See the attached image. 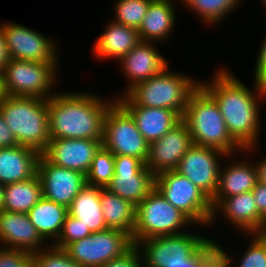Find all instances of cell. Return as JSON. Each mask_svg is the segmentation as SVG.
Returning <instances> with one entry per match:
<instances>
[{
    "label": "cell",
    "instance_id": "48",
    "mask_svg": "<svg viewBox=\"0 0 266 267\" xmlns=\"http://www.w3.org/2000/svg\"><path fill=\"white\" fill-rule=\"evenodd\" d=\"M260 234L266 239V226Z\"/></svg>",
    "mask_w": 266,
    "mask_h": 267
},
{
    "label": "cell",
    "instance_id": "34",
    "mask_svg": "<svg viewBox=\"0 0 266 267\" xmlns=\"http://www.w3.org/2000/svg\"><path fill=\"white\" fill-rule=\"evenodd\" d=\"M64 250L69 257L83 267H98L96 232L72 242Z\"/></svg>",
    "mask_w": 266,
    "mask_h": 267
},
{
    "label": "cell",
    "instance_id": "24",
    "mask_svg": "<svg viewBox=\"0 0 266 267\" xmlns=\"http://www.w3.org/2000/svg\"><path fill=\"white\" fill-rule=\"evenodd\" d=\"M134 118L139 132L148 144L160 139L182 117L174 110L165 108H151L140 105H122Z\"/></svg>",
    "mask_w": 266,
    "mask_h": 267
},
{
    "label": "cell",
    "instance_id": "19",
    "mask_svg": "<svg viewBox=\"0 0 266 267\" xmlns=\"http://www.w3.org/2000/svg\"><path fill=\"white\" fill-rule=\"evenodd\" d=\"M102 141L91 139H51L41 153L49 162L86 175Z\"/></svg>",
    "mask_w": 266,
    "mask_h": 267
},
{
    "label": "cell",
    "instance_id": "4",
    "mask_svg": "<svg viewBox=\"0 0 266 267\" xmlns=\"http://www.w3.org/2000/svg\"><path fill=\"white\" fill-rule=\"evenodd\" d=\"M182 120L193 144L235 154L243 148L230 136L216 101L199 85L189 96Z\"/></svg>",
    "mask_w": 266,
    "mask_h": 267
},
{
    "label": "cell",
    "instance_id": "7",
    "mask_svg": "<svg viewBox=\"0 0 266 267\" xmlns=\"http://www.w3.org/2000/svg\"><path fill=\"white\" fill-rule=\"evenodd\" d=\"M59 65L61 64L9 59L2 71L6 95L50 98L57 92L55 86L60 79Z\"/></svg>",
    "mask_w": 266,
    "mask_h": 267
},
{
    "label": "cell",
    "instance_id": "25",
    "mask_svg": "<svg viewBox=\"0 0 266 267\" xmlns=\"http://www.w3.org/2000/svg\"><path fill=\"white\" fill-rule=\"evenodd\" d=\"M91 233L108 229L102 215L101 187L86 184L67 208Z\"/></svg>",
    "mask_w": 266,
    "mask_h": 267
},
{
    "label": "cell",
    "instance_id": "10",
    "mask_svg": "<svg viewBox=\"0 0 266 267\" xmlns=\"http://www.w3.org/2000/svg\"><path fill=\"white\" fill-rule=\"evenodd\" d=\"M102 145L113 155L133 156L146 163L149 144L131 114L116 100L104 118Z\"/></svg>",
    "mask_w": 266,
    "mask_h": 267
},
{
    "label": "cell",
    "instance_id": "23",
    "mask_svg": "<svg viewBox=\"0 0 266 267\" xmlns=\"http://www.w3.org/2000/svg\"><path fill=\"white\" fill-rule=\"evenodd\" d=\"M40 155L35 149L22 145L0 148V184H12L34 177Z\"/></svg>",
    "mask_w": 266,
    "mask_h": 267
},
{
    "label": "cell",
    "instance_id": "8",
    "mask_svg": "<svg viewBox=\"0 0 266 267\" xmlns=\"http://www.w3.org/2000/svg\"><path fill=\"white\" fill-rule=\"evenodd\" d=\"M196 230L177 235L157 236L139 241L143 267H167L184 265L191 261L211 240Z\"/></svg>",
    "mask_w": 266,
    "mask_h": 267
},
{
    "label": "cell",
    "instance_id": "11",
    "mask_svg": "<svg viewBox=\"0 0 266 267\" xmlns=\"http://www.w3.org/2000/svg\"><path fill=\"white\" fill-rule=\"evenodd\" d=\"M0 25L4 31L10 59L60 63V46L54 37L45 36V34L17 22L4 21Z\"/></svg>",
    "mask_w": 266,
    "mask_h": 267
},
{
    "label": "cell",
    "instance_id": "2",
    "mask_svg": "<svg viewBox=\"0 0 266 267\" xmlns=\"http://www.w3.org/2000/svg\"><path fill=\"white\" fill-rule=\"evenodd\" d=\"M92 93L87 90L56 92L47 99L51 139H91L103 142L104 118L108 108L116 101V95L110 96V100Z\"/></svg>",
    "mask_w": 266,
    "mask_h": 267
},
{
    "label": "cell",
    "instance_id": "49",
    "mask_svg": "<svg viewBox=\"0 0 266 267\" xmlns=\"http://www.w3.org/2000/svg\"><path fill=\"white\" fill-rule=\"evenodd\" d=\"M262 1V6L264 4V8L266 9V0H261Z\"/></svg>",
    "mask_w": 266,
    "mask_h": 267
},
{
    "label": "cell",
    "instance_id": "21",
    "mask_svg": "<svg viewBox=\"0 0 266 267\" xmlns=\"http://www.w3.org/2000/svg\"><path fill=\"white\" fill-rule=\"evenodd\" d=\"M106 25L103 33L95 39L91 51L98 60L118 62L141 41L139 32L112 19Z\"/></svg>",
    "mask_w": 266,
    "mask_h": 267
},
{
    "label": "cell",
    "instance_id": "3",
    "mask_svg": "<svg viewBox=\"0 0 266 267\" xmlns=\"http://www.w3.org/2000/svg\"><path fill=\"white\" fill-rule=\"evenodd\" d=\"M169 67L170 65L161 73L135 85L125 95L118 96V93L116 100L121 105L171 109L183 117L188 98L199 86L200 80L188 73L170 71Z\"/></svg>",
    "mask_w": 266,
    "mask_h": 267
},
{
    "label": "cell",
    "instance_id": "1",
    "mask_svg": "<svg viewBox=\"0 0 266 267\" xmlns=\"http://www.w3.org/2000/svg\"><path fill=\"white\" fill-rule=\"evenodd\" d=\"M240 80L223 65L215 69L209 82L200 80L199 85L216 101L230 136L252 154L257 152L263 129L260 104H266V86L253 81L251 90Z\"/></svg>",
    "mask_w": 266,
    "mask_h": 267
},
{
    "label": "cell",
    "instance_id": "42",
    "mask_svg": "<svg viewBox=\"0 0 266 267\" xmlns=\"http://www.w3.org/2000/svg\"><path fill=\"white\" fill-rule=\"evenodd\" d=\"M16 145L19 144L0 113V148L14 147Z\"/></svg>",
    "mask_w": 266,
    "mask_h": 267
},
{
    "label": "cell",
    "instance_id": "15",
    "mask_svg": "<svg viewBox=\"0 0 266 267\" xmlns=\"http://www.w3.org/2000/svg\"><path fill=\"white\" fill-rule=\"evenodd\" d=\"M192 145L188 126L181 120L160 139L149 143L145 165L155 176L176 170L180 159Z\"/></svg>",
    "mask_w": 266,
    "mask_h": 267
},
{
    "label": "cell",
    "instance_id": "46",
    "mask_svg": "<svg viewBox=\"0 0 266 267\" xmlns=\"http://www.w3.org/2000/svg\"><path fill=\"white\" fill-rule=\"evenodd\" d=\"M4 185L0 184V212L3 210Z\"/></svg>",
    "mask_w": 266,
    "mask_h": 267
},
{
    "label": "cell",
    "instance_id": "40",
    "mask_svg": "<svg viewBox=\"0 0 266 267\" xmlns=\"http://www.w3.org/2000/svg\"><path fill=\"white\" fill-rule=\"evenodd\" d=\"M261 43L260 48L257 50L258 53L256 55V62H254L255 70H253V81L266 86V36Z\"/></svg>",
    "mask_w": 266,
    "mask_h": 267
},
{
    "label": "cell",
    "instance_id": "12",
    "mask_svg": "<svg viewBox=\"0 0 266 267\" xmlns=\"http://www.w3.org/2000/svg\"><path fill=\"white\" fill-rule=\"evenodd\" d=\"M115 172L105 187L137 207L155 188V175L133 156L114 155Z\"/></svg>",
    "mask_w": 266,
    "mask_h": 267
},
{
    "label": "cell",
    "instance_id": "30",
    "mask_svg": "<svg viewBox=\"0 0 266 267\" xmlns=\"http://www.w3.org/2000/svg\"><path fill=\"white\" fill-rule=\"evenodd\" d=\"M243 0H182L181 6L187 8L203 23V25L219 26L229 14L240 7ZM240 4V5H239Z\"/></svg>",
    "mask_w": 266,
    "mask_h": 267
},
{
    "label": "cell",
    "instance_id": "27",
    "mask_svg": "<svg viewBox=\"0 0 266 267\" xmlns=\"http://www.w3.org/2000/svg\"><path fill=\"white\" fill-rule=\"evenodd\" d=\"M102 215L107 228L121 230L132 236L136 207L118 195L101 187Z\"/></svg>",
    "mask_w": 266,
    "mask_h": 267
},
{
    "label": "cell",
    "instance_id": "31",
    "mask_svg": "<svg viewBox=\"0 0 266 267\" xmlns=\"http://www.w3.org/2000/svg\"><path fill=\"white\" fill-rule=\"evenodd\" d=\"M133 245L131 236L121 230L108 228L96 232L98 267L122 256Z\"/></svg>",
    "mask_w": 266,
    "mask_h": 267
},
{
    "label": "cell",
    "instance_id": "33",
    "mask_svg": "<svg viewBox=\"0 0 266 267\" xmlns=\"http://www.w3.org/2000/svg\"><path fill=\"white\" fill-rule=\"evenodd\" d=\"M153 0H115L113 21L139 29Z\"/></svg>",
    "mask_w": 266,
    "mask_h": 267
},
{
    "label": "cell",
    "instance_id": "26",
    "mask_svg": "<svg viewBox=\"0 0 266 267\" xmlns=\"http://www.w3.org/2000/svg\"><path fill=\"white\" fill-rule=\"evenodd\" d=\"M27 214L41 237L48 245H52L61 233L68 210L65 206L42 197Z\"/></svg>",
    "mask_w": 266,
    "mask_h": 267
},
{
    "label": "cell",
    "instance_id": "35",
    "mask_svg": "<svg viewBox=\"0 0 266 267\" xmlns=\"http://www.w3.org/2000/svg\"><path fill=\"white\" fill-rule=\"evenodd\" d=\"M32 267H83L74 262L64 249L53 245L32 253Z\"/></svg>",
    "mask_w": 266,
    "mask_h": 267
},
{
    "label": "cell",
    "instance_id": "45",
    "mask_svg": "<svg viewBox=\"0 0 266 267\" xmlns=\"http://www.w3.org/2000/svg\"><path fill=\"white\" fill-rule=\"evenodd\" d=\"M6 93L3 86L2 72H0V102L6 97Z\"/></svg>",
    "mask_w": 266,
    "mask_h": 267
},
{
    "label": "cell",
    "instance_id": "5",
    "mask_svg": "<svg viewBox=\"0 0 266 267\" xmlns=\"http://www.w3.org/2000/svg\"><path fill=\"white\" fill-rule=\"evenodd\" d=\"M0 113L19 145L40 154L51 140L47 99L7 95L0 102Z\"/></svg>",
    "mask_w": 266,
    "mask_h": 267
},
{
    "label": "cell",
    "instance_id": "29",
    "mask_svg": "<svg viewBox=\"0 0 266 267\" xmlns=\"http://www.w3.org/2000/svg\"><path fill=\"white\" fill-rule=\"evenodd\" d=\"M249 236L250 242L247 243V248L243 250L241 258L237 259L232 257L231 253L228 254L225 247L218 241H215L216 246V259L219 261L221 267H266V239L260 233L243 234ZM218 242V243H217ZM235 260H234V259ZM235 263V264H234ZM237 264V265H236Z\"/></svg>",
    "mask_w": 266,
    "mask_h": 267
},
{
    "label": "cell",
    "instance_id": "37",
    "mask_svg": "<svg viewBox=\"0 0 266 267\" xmlns=\"http://www.w3.org/2000/svg\"><path fill=\"white\" fill-rule=\"evenodd\" d=\"M0 267H32V253L0 247Z\"/></svg>",
    "mask_w": 266,
    "mask_h": 267
},
{
    "label": "cell",
    "instance_id": "28",
    "mask_svg": "<svg viewBox=\"0 0 266 267\" xmlns=\"http://www.w3.org/2000/svg\"><path fill=\"white\" fill-rule=\"evenodd\" d=\"M42 197L41 181L36 174L29 180L4 185L3 210L27 214Z\"/></svg>",
    "mask_w": 266,
    "mask_h": 267
},
{
    "label": "cell",
    "instance_id": "39",
    "mask_svg": "<svg viewBox=\"0 0 266 267\" xmlns=\"http://www.w3.org/2000/svg\"><path fill=\"white\" fill-rule=\"evenodd\" d=\"M102 267H143V261L139 249L133 245L122 256L109 261Z\"/></svg>",
    "mask_w": 266,
    "mask_h": 267
},
{
    "label": "cell",
    "instance_id": "44",
    "mask_svg": "<svg viewBox=\"0 0 266 267\" xmlns=\"http://www.w3.org/2000/svg\"><path fill=\"white\" fill-rule=\"evenodd\" d=\"M254 162L257 170L258 182L266 184V155Z\"/></svg>",
    "mask_w": 266,
    "mask_h": 267
},
{
    "label": "cell",
    "instance_id": "14",
    "mask_svg": "<svg viewBox=\"0 0 266 267\" xmlns=\"http://www.w3.org/2000/svg\"><path fill=\"white\" fill-rule=\"evenodd\" d=\"M43 197L68 208L81 189L87 184L86 175L54 165L42 154L37 163Z\"/></svg>",
    "mask_w": 266,
    "mask_h": 267
},
{
    "label": "cell",
    "instance_id": "20",
    "mask_svg": "<svg viewBox=\"0 0 266 267\" xmlns=\"http://www.w3.org/2000/svg\"><path fill=\"white\" fill-rule=\"evenodd\" d=\"M47 244L28 214L6 210L0 212V247L34 253L47 247Z\"/></svg>",
    "mask_w": 266,
    "mask_h": 267
},
{
    "label": "cell",
    "instance_id": "47",
    "mask_svg": "<svg viewBox=\"0 0 266 267\" xmlns=\"http://www.w3.org/2000/svg\"><path fill=\"white\" fill-rule=\"evenodd\" d=\"M208 267H221L219 261L215 259Z\"/></svg>",
    "mask_w": 266,
    "mask_h": 267
},
{
    "label": "cell",
    "instance_id": "43",
    "mask_svg": "<svg viewBox=\"0 0 266 267\" xmlns=\"http://www.w3.org/2000/svg\"><path fill=\"white\" fill-rule=\"evenodd\" d=\"M9 55L6 48V41L4 31L0 25V72L3 71L7 63L9 62Z\"/></svg>",
    "mask_w": 266,
    "mask_h": 267
},
{
    "label": "cell",
    "instance_id": "36",
    "mask_svg": "<svg viewBox=\"0 0 266 267\" xmlns=\"http://www.w3.org/2000/svg\"><path fill=\"white\" fill-rule=\"evenodd\" d=\"M88 227H85L80 220L67 214L65 217L61 233L57 240L52 244L57 248L64 249L67 245L77 240L91 235Z\"/></svg>",
    "mask_w": 266,
    "mask_h": 267
},
{
    "label": "cell",
    "instance_id": "6",
    "mask_svg": "<svg viewBox=\"0 0 266 267\" xmlns=\"http://www.w3.org/2000/svg\"><path fill=\"white\" fill-rule=\"evenodd\" d=\"M190 225L197 226L154 188L136 207L131 239L136 245L148 238L184 233Z\"/></svg>",
    "mask_w": 266,
    "mask_h": 267
},
{
    "label": "cell",
    "instance_id": "9",
    "mask_svg": "<svg viewBox=\"0 0 266 267\" xmlns=\"http://www.w3.org/2000/svg\"><path fill=\"white\" fill-rule=\"evenodd\" d=\"M155 188L195 225L209 227L213 214L211 199L187 177L175 170L162 172L155 176Z\"/></svg>",
    "mask_w": 266,
    "mask_h": 267
},
{
    "label": "cell",
    "instance_id": "18",
    "mask_svg": "<svg viewBox=\"0 0 266 267\" xmlns=\"http://www.w3.org/2000/svg\"><path fill=\"white\" fill-rule=\"evenodd\" d=\"M221 215V216H220ZM224 217L228 225L240 231L239 234L261 233L266 223L261 219L252 191L223 199L214 209L209 228L217 218ZM230 222V223H229Z\"/></svg>",
    "mask_w": 266,
    "mask_h": 267
},
{
    "label": "cell",
    "instance_id": "32",
    "mask_svg": "<svg viewBox=\"0 0 266 267\" xmlns=\"http://www.w3.org/2000/svg\"><path fill=\"white\" fill-rule=\"evenodd\" d=\"M114 172V155L102 145L92 160L86 174V182L88 185L105 188L113 178Z\"/></svg>",
    "mask_w": 266,
    "mask_h": 267
},
{
    "label": "cell",
    "instance_id": "38",
    "mask_svg": "<svg viewBox=\"0 0 266 267\" xmlns=\"http://www.w3.org/2000/svg\"><path fill=\"white\" fill-rule=\"evenodd\" d=\"M216 259L215 241L211 240L191 261L167 267H208Z\"/></svg>",
    "mask_w": 266,
    "mask_h": 267
},
{
    "label": "cell",
    "instance_id": "22",
    "mask_svg": "<svg viewBox=\"0 0 266 267\" xmlns=\"http://www.w3.org/2000/svg\"><path fill=\"white\" fill-rule=\"evenodd\" d=\"M179 0H153L147 9L143 22L138 29L141 41L162 43L171 37L178 16L176 2ZM177 20V21H175ZM176 23V24H175Z\"/></svg>",
    "mask_w": 266,
    "mask_h": 267
},
{
    "label": "cell",
    "instance_id": "41",
    "mask_svg": "<svg viewBox=\"0 0 266 267\" xmlns=\"http://www.w3.org/2000/svg\"><path fill=\"white\" fill-rule=\"evenodd\" d=\"M261 219L266 223V184L258 182L252 189Z\"/></svg>",
    "mask_w": 266,
    "mask_h": 267
},
{
    "label": "cell",
    "instance_id": "13",
    "mask_svg": "<svg viewBox=\"0 0 266 267\" xmlns=\"http://www.w3.org/2000/svg\"><path fill=\"white\" fill-rule=\"evenodd\" d=\"M226 156L215 148L193 144L180 159L175 171L212 199L218 188L221 163H225Z\"/></svg>",
    "mask_w": 266,
    "mask_h": 267
},
{
    "label": "cell",
    "instance_id": "17",
    "mask_svg": "<svg viewBox=\"0 0 266 267\" xmlns=\"http://www.w3.org/2000/svg\"><path fill=\"white\" fill-rule=\"evenodd\" d=\"M242 153H245L244 156L247 159L244 156V159L241 157L243 155ZM238 154L240 155L238 156ZM246 155L247 153L241 150L239 153L229 154L226 156V160L228 161H226L225 164L222 163L221 165L218 188L214 197L211 199L213 209L227 197L252 191L258 183L257 170L254 160H252V162L250 156Z\"/></svg>",
    "mask_w": 266,
    "mask_h": 267
},
{
    "label": "cell",
    "instance_id": "16",
    "mask_svg": "<svg viewBox=\"0 0 266 267\" xmlns=\"http://www.w3.org/2000/svg\"><path fill=\"white\" fill-rule=\"evenodd\" d=\"M156 42L140 41L132 50L123 56L120 63L121 74L127 84L119 96L125 95L135 85L161 73L169 66V61L160 52Z\"/></svg>",
    "mask_w": 266,
    "mask_h": 267
}]
</instances>
